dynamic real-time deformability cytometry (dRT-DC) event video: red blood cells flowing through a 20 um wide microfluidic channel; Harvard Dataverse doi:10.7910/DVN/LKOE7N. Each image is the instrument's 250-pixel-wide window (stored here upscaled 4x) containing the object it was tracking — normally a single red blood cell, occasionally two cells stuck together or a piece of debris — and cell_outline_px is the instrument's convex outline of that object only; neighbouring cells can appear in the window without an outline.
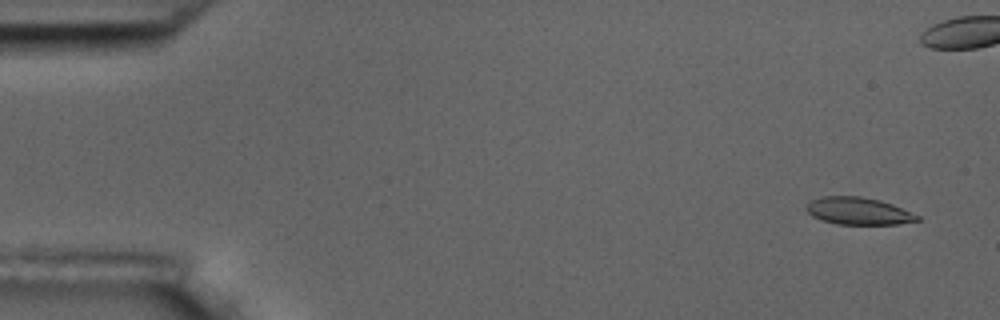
{"species": "common noctule bat (a hibernating species)", "species_latin": "Nyctalus noctula", "temperature_condition": "room temperature", "stored_images_in_passage": 6, "camera_frame_rate_fps": 3000, "um_per_image_px": 0.085, "animal": {"sex": "male", "body_mass_g": 17.5, "forearm_length_mm": 52.3}, "frame": {"image": 1, "passage_image": 1, "time_ms": 0.0, "image_size_px": [1000, 320], "cell_outline_px": [[920, 220], [900, 224], [836, 224], [820, 220], [812, 216], [804, 208], [812, 200], [820, 196], [860, 196], [880, 200], [892, 204], [920, 216]], "centroid_in_image_um": [72.94, 17.94], "position_along_channel_um": 12.1, "area_um2": 17.69}}
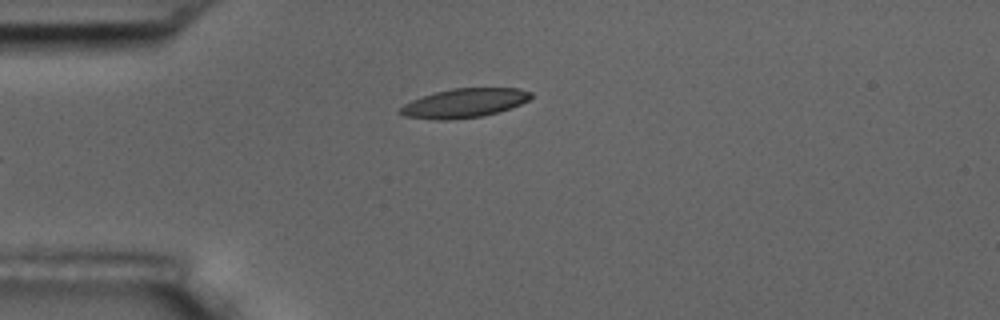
{"frame": {"image": 2, "passage_image": 6, "time_ms": 5.667, "image_size_px": [1000, 320], "cell_outline_px": [[532, 96], [528, 100], [512, 108], [484, 116], [448, 120], [436, 120], [404, 116], [396, 112], [404, 104], [412, 100], [436, 92], [452, 88], [520, 88], [532, 92]], "centroid_in_image_um": [39.47, 8.77], "position_along_channel_um": 45.5, "area_um2": 22.25}}